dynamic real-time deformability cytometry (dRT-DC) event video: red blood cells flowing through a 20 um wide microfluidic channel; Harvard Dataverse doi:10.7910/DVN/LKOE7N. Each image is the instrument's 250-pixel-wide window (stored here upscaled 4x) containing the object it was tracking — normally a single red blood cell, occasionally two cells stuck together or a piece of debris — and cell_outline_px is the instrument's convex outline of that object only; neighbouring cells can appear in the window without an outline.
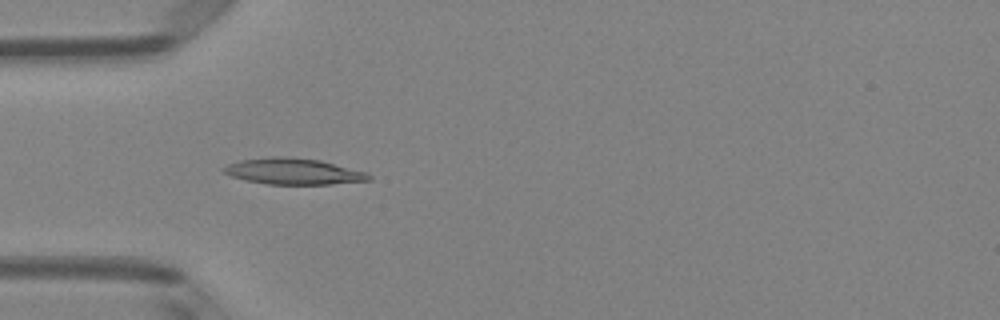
{"species": "Egyptian fruit bat (a non-hibernating species)", "species_latin": "Rousettus aegyptiacus", "temperature_condition": "room temperature", "stored_images_in_passage": 39, "camera_frame_rate_fps": 3000, "um_per_image_px": 0.085, "animal": {"sex": "female"}, "frame": {"image": 1, "passage_image": 4, "time_ms": 1.0, "image_size_px": [1000, 320], "cell_outline_px": [[372, 180], [332, 184], [268, 184], [244, 180], [232, 176], [224, 172], [220, 168], [228, 164], [240, 160], [272, 156], [284, 156], [320, 160], [368, 172], [372, 176]], "centroid_in_image_um": [24.96, 14.56], "position_along_channel_um": 60.0, "area_um2": 22.25}}
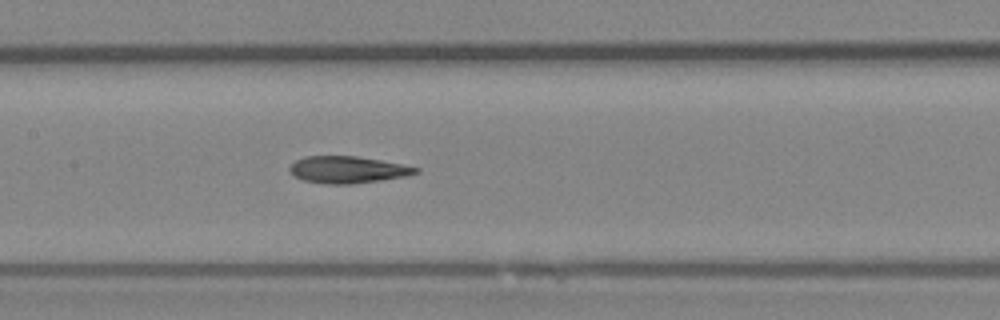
{"frame": {"image": 2, "passage_image": 13, "time_ms": 4.0, "image_size_px": [1000, 320], "cell_outline_px": [[420, 172], [404, 176], [380, 180], [352, 184], [328, 184], [304, 180], [288, 172], [288, 168], [296, 160], [304, 156], [356, 156], [380, 160], [420, 168]], "centroid_in_image_um": [29.52, 14.42], "position_along_channel_um": 177.9, "area_um2": 19.59}}
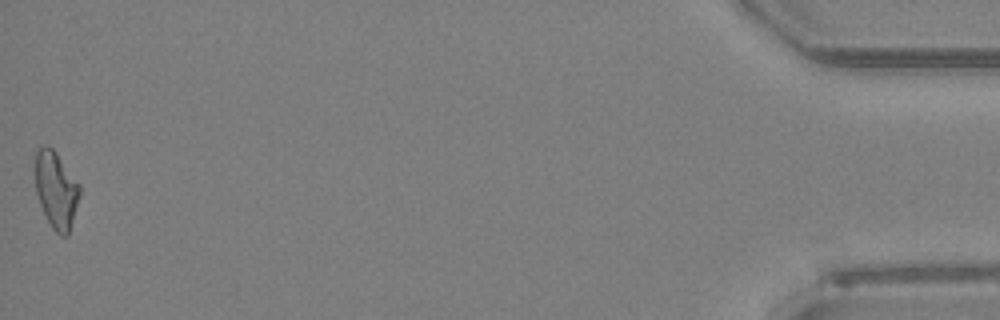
{"frame": {"image": 3, "passage_image": 39, "time_ms": 12.667, "image_size_px": [1000, 320], "cell_outline_px": [[80, 196], [68, 236], [60, 236], [52, 228], [40, 204], [36, 192], [36, 148], [44, 144], [48, 144], [56, 152], [80, 184]], "centroid_in_image_um": [4.78, 16.12], "position_along_channel_um": 430.4, "area_um2": 19.94}, "authors_computed_cell_mechanics": {"area_um2": 19.7676, "velocity_mm_per_s": 4.0104, "shape_relaxation_time_tau1_ms": null, "shape_relaxation_time_tau2_ms": 2.7681, "deformation_change_tau1": null, "deformation_change_tau2": 0.1151}}